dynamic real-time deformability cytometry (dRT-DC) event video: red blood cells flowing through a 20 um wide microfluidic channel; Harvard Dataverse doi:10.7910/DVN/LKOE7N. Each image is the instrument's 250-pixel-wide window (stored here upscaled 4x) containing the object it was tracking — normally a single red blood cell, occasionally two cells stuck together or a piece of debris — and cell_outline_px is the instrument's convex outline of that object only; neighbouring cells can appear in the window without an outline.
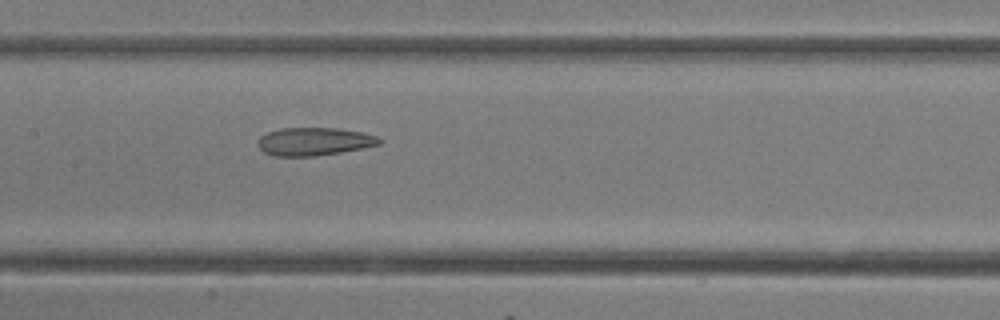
{"species": "common noctule bat (a hibernating species)", "species_latin": "Nyctalus noctula", "temperature_condition": "room temperature", "stored_images_in_passage": 12, "camera_frame_rate_fps": 3000, "um_per_image_px": 0.085, "animal": {"sex": "female"}, "frame": {"image": 1, "passage_image": 12, "time_ms": 3.667, "image_size_px": [1000, 320], "cell_outline_px": [[384, 140], [380, 144], [340, 152], [316, 156], [272, 156], [264, 152], [256, 144], [256, 140], [260, 136], [268, 132], [280, 128], [336, 128], [360, 132], [376, 136]], "centroid_in_image_um": [26.65, 12.03], "position_along_channel_um": 180.8, "area_um2": 19.83}}